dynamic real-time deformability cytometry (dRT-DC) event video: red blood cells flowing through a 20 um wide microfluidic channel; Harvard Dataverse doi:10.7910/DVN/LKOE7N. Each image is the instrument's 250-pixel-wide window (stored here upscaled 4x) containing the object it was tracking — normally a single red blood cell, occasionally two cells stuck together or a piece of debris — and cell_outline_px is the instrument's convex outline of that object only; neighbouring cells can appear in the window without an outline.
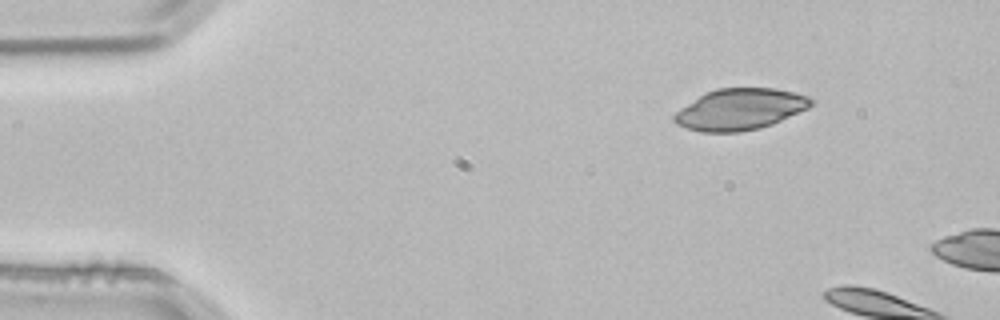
{"species": "common noctule bat (a hibernating species)", "species_latin": "Nyctalus noctula", "temperature_condition": "room temperature", "stored_images_in_passage": 2, "camera_frame_rate_fps": 3000, "um_per_image_px": 0.085, "animal": {"sex": "male", "body_mass_g": 21.5, "forearm_length_mm": 52.0}, "frame": {"image": 1, "passage_image": 1, "time_ms": 0.0, "image_size_px": [1000, 320], "cell_outline_px": [[816, 100], [808, 108], [772, 124], [760, 128], [740, 132], [700, 132], [676, 124], [672, 120], [672, 116], [680, 108], [704, 92], [716, 88], [776, 88], [808, 96]], "centroid_in_image_um": [62.88, 9.28], "position_along_channel_um": 22.1, "area_um2": 33.06}}